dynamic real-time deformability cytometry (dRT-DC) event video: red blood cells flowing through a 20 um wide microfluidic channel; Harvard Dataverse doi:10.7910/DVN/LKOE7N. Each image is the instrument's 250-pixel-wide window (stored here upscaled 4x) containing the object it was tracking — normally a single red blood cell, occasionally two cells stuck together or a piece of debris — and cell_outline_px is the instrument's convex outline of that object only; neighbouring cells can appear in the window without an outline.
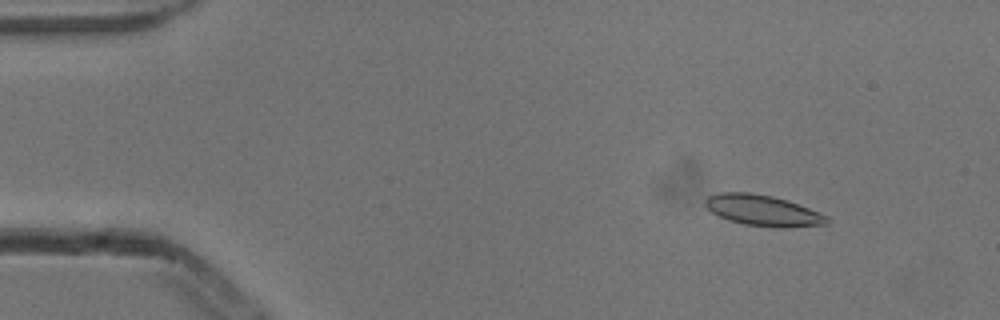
{"species": "common noctule bat (a hibernating species)", "species_latin": "Nyctalus noctula", "temperature_condition": "cold", "stored_images_in_passage": 5, "camera_frame_rate_fps": 3000, "um_per_image_px": 0.085, "animal": {"sex": "male", "body_mass_g": 13.3}, "frame": {"image": 1, "passage_image": 2, "time_ms": 0.333, "image_size_px": [1000, 320], "cell_outline_px": [[828, 224], [784, 228], [780, 228], [744, 224], [728, 220], [712, 212], [704, 204], [704, 200], [708, 196], [720, 192], [752, 192], [772, 196], [808, 208], [828, 216]], "centroid_in_image_um": [64.82, 17.89], "position_along_channel_um": 20.2, "area_um2": 21.73}}
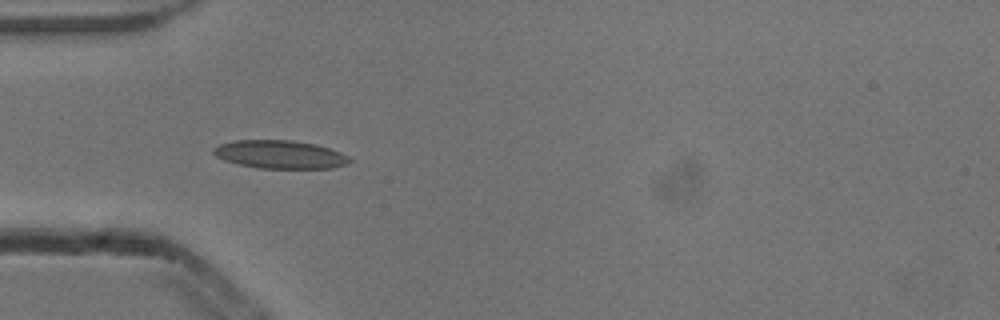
{"frame": {"image": 2, "passage_image": 4, "time_ms": 1.0, "image_size_px": [1000, 320], "cell_outline_px": [[352, 160], [348, 164], [332, 168], [260, 168], [240, 164], [224, 160], [216, 156], [212, 152], [212, 148], [220, 144], [236, 140], [292, 140], [316, 144], [340, 152], [348, 156]], "centroid_in_image_um": [23.81, 13.12], "position_along_channel_um": 61.2, "area_um2": 22.31}}
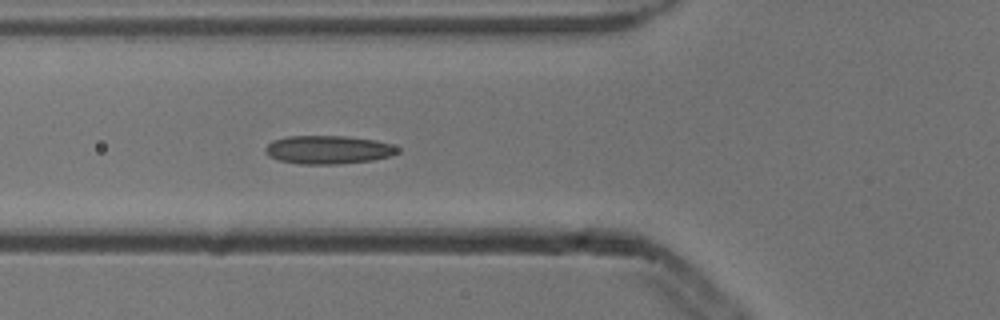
{"frame": {"image": 3, "passage_image": 5, "time_ms": 1.333, "image_size_px": [1000, 320], "cell_outline_px": [[400, 152], [388, 156], [372, 160], [336, 164], [300, 164], [280, 160], [268, 156], [264, 152], [264, 148], [272, 140], [288, 136], [348, 136], [376, 140], [392, 144], [400, 148]], "centroid_in_image_um": [27.89, 12.72], "position_along_channel_um": 97.9, "area_um2": 21.96}}